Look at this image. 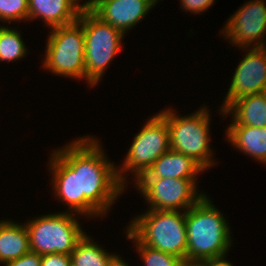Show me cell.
<instances>
[{
	"instance_id": "cell-1",
	"label": "cell",
	"mask_w": 266,
	"mask_h": 266,
	"mask_svg": "<svg viewBox=\"0 0 266 266\" xmlns=\"http://www.w3.org/2000/svg\"><path fill=\"white\" fill-rule=\"evenodd\" d=\"M97 138L77 137L51 150L48 158L53 196L68 212L87 219L106 216L127 189L118 179L117 163L109 160Z\"/></svg>"
},
{
	"instance_id": "cell-2",
	"label": "cell",
	"mask_w": 266,
	"mask_h": 266,
	"mask_svg": "<svg viewBox=\"0 0 266 266\" xmlns=\"http://www.w3.org/2000/svg\"><path fill=\"white\" fill-rule=\"evenodd\" d=\"M224 215L207 193L185 211L187 262L227 258L234 240Z\"/></svg>"
},
{
	"instance_id": "cell-3",
	"label": "cell",
	"mask_w": 266,
	"mask_h": 266,
	"mask_svg": "<svg viewBox=\"0 0 266 266\" xmlns=\"http://www.w3.org/2000/svg\"><path fill=\"white\" fill-rule=\"evenodd\" d=\"M201 106L189 115L181 116L174 108L161 109L159 114L166 120L169 129L170 148L192 157L205 170L211 169L214 160L210 142V111ZM179 115V116H178Z\"/></svg>"
},
{
	"instance_id": "cell-4",
	"label": "cell",
	"mask_w": 266,
	"mask_h": 266,
	"mask_svg": "<svg viewBox=\"0 0 266 266\" xmlns=\"http://www.w3.org/2000/svg\"><path fill=\"white\" fill-rule=\"evenodd\" d=\"M140 214L126 228L142 244L187 262L185 212L147 209Z\"/></svg>"
},
{
	"instance_id": "cell-5",
	"label": "cell",
	"mask_w": 266,
	"mask_h": 266,
	"mask_svg": "<svg viewBox=\"0 0 266 266\" xmlns=\"http://www.w3.org/2000/svg\"><path fill=\"white\" fill-rule=\"evenodd\" d=\"M78 22L83 26L85 37V81L88 87L93 88L100 83L112 60L123 49L125 35L102 21L90 9H82Z\"/></svg>"
},
{
	"instance_id": "cell-6",
	"label": "cell",
	"mask_w": 266,
	"mask_h": 266,
	"mask_svg": "<svg viewBox=\"0 0 266 266\" xmlns=\"http://www.w3.org/2000/svg\"><path fill=\"white\" fill-rule=\"evenodd\" d=\"M80 215L62 211L27 219L30 250L39 255L61 253L70 255L78 241L86 233L77 217ZM76 216V217H75Z\"/></svg>"
},
{
	"instance_id": "cell-7",
	"label": "cell",
	"mask_w": 266,
	"mask_h": 266,
	"mask_svg": "<svg viewBox=\"0 0 266 266\" xmlns=\"http://www.w3.org/2000/svg\"><path fill=\"white\" fill-rule=\"evenodd\" d=\"M45 49L42 68L59 77L85 79V37L78 21L50 29Z\"/></svg>"
},
{
	"instance_id": "cell-8",
	"label": "cell",
	"mask_w": 266,
	"mask_h": 266,
	"mask_svg": "<svg viewBox=\"0 0 266 266\" xmlns=\"http://www.w3.org/2000/svg\"><path fill=\"white\" fill-rule=\"evenodd\" d=\"M144 123L129 145L124 161L120 164L122 166H117L118 179L125 187L128 186L127 173H132L133 181L136 182L170 149L166 120L159 113H155Z\"/></svg>"
},
{
	"instance_id": "cell-9",
	"label": "cell",
	"mask_w": 266,
	"mask_h": 266,
	"mask_svg": "<svg viewBox=\"0 0 266 266\" xmlns=\"http://www.w3.org/2000/svg\"><path fill=\"white\" fill-rule=\"evenodd\" d=\"M197 179L139 178L134 185L148 209L187 211L206 192L197 190Z\"/></svg>"
},
{
	"instance_id": "cell-10",
	"label": "cell",
	"mask_w": 266,
	"mask_h": 266,
	"mask_svg": "<svg viewBox=\"0 0 266 266\" xmlns=\"http://www.w3.org/2000/svg\"><path fill=\"white\" fill-rule=\"evenodd\" d=\"M266 0H249L225 21L221 29L231 46L261 48L266 40ZM265 38V39H264ZM230 42V43H229ZM251 45V46H250Z\"/></svg>"
},
{
	"instance_id": "cell-11",
	"label": "cell",
	"mask_w": 266,
	"mask_h": 266,
	"mask_svg": "<svg viewBox=\"0 0 266 266\" xmlns=\"http://www.w3.org/2000/svg\"><path fill=\"white\" fill-rule=\"evenodd\" d=\"M248 51L240 59L230 81L220 114L239 97L266 92V53L261 48H245Z\"/></svg>"
},
{
	"instance_id": "cell-12",
	"label": "cell",
	"mask_w": 266,
	"mask_h": 266,
	"mask_svg": "<svg viewBox=\"0 0 266 266\" xmlns=\"http://www.w3.org/2000/svg\"><path fill=\"white\" fill-rule=\"evenodd\" d=\"M156 4L155 0H100L90 10L126 35L128 30L145 19Z\"/></svg>"
},
{
	"instance_id": "cell-13",
	"label": "cell",
	"mask_w": 266,
	"mask_h": 266,
	"mask_svg": "<svg viewBox=\"0 0 266 266\" xmlns=\"http://www.w3.org/2000/svg\"><path fill=\"white\" fill-rule=\"evenodd\" d=\"M81 0H28L29 21L43 19L49 29L78 21Z\"/></svg>"
},
{
	"instance_id": "cell-14",
	"label": "cell",
	"mask_w": 266,
	"mask_h": 266,
	"mask_svg": "<svg viewBox=\"0 0 266 266\" xmlns=\"http://www.w3.org/2000/svg\"><path fill=\"white\" fill-rule=\"evenodd\" d=\"M205 169L192 157L171 148L162 154L140 178L198 179Z\"/></svg>"
},
{
	"instance_id": "cell-15",
	"label": "cell",
	"mask_w": 266,
	"mask_h": 266,
	"mask_svg": "<svg viewBox=\"0 0 266 266\" xmlns=\"http://www.w3.org/2000/svg\"><path fill=\"white\" fill-rule=\"evenodd\" d=\"M225 135V140L234 147L233 149L266 165V127L229 125Z\"/></svg>"
},
{
	"instance_id": "cell-16",
	"label": "cell",
	"mask_w": 266,
	"mask_h": 266,
	"mask_svg": "<svg viewBox=\"0 0 266 266\" xmlns=\"http://www.w3.org/2000/svg\"><path fill=\"white\" fill-rule=\"evenodd\" d=\"M222 116H231L229 125L266 127V92L239 97L224 110Z\"/></svg>"
},
{
	"instance_id": "cell-17",
	"label": "cell",
	"mask_w": 266,
	"mask_h": 266,
	"mask_svg": "<svg viewBox=\"0 0 266 266\" xmlns=\"http://www.w3.org/2000/svg\"><path fill=\"white\" fill-rule=\"evenodd\" d=\"M29 234L25 223L0 220V264L18 259L30 252Z\"/></svg>"
},
{
	"instance_id": "cell-18",
	"label": "cell",
	"mask_w": 266,
	"mask_h": 266,
	"mask_svg": "<svg viewBox=\"0 0 266 266\" xmlns=\"http://www.w3.org/2000/svg\"><path fill=\"white\" fill-rule=\"evenodd\" d=\"M85 233L71 252L73 266H107L115 253H110Z\"/></svg>"
},
{
	"instance_id": "cell-19",
	"label": "cell",
	"mask_w": 266,
	"mask_h": 266,
	"mask_svg": "<svg viewBox=\"0 0 266 266\" xmlns=\"http://www.w3.org/2000/svg\"><path fill=\"white\" fill-rule=\"evenodd\" d=\"M21 31L0 24V61L12 62L25 58L29 53L23 41Z\"/></svg>"
},
{
	"instance_id": "cell-20",
	"label": "cell",
	"mask_w": 266,
	"mask_h": 266,
	"mask_svg": "<svg viewBox=\"0 0 266 266\" xmlns=\"http://www.w3.org/2000/svg\"><path fill=\"white\" fill-rule=\"evenodd\" d=\"M125 229L126 239L133 241L143 266H181L184 262L179 257L142 244L127 228Z\"/></svg>"
},
{
	"instance_id": "cell-21",
	"label": "cell",
	"mask_w": 266,
	"mask_h": 266,
	"mask_svg": "<svg viewBox=\"0 0 266 266\" xmlns=\"http://www.w3.org/2000/svg\"><path fill=\"white\" fill-rule=\"evenodd\" d=\"M0 21H29L28 0H0Z\"/></svg>"
},
{
	"instance_id": "cell-22",
	"label": "cell",
	"mask_w": 266,
	"mask_h": 266,
	"mask_svg": "<svg viewBox=\"0 0 266 266\" xmlns=\"http://www.w3.org/2000/svg\"><path fill=\"white\" fill-rule=\"evenodd\" d=\"M216 0H180V9L191 14H201L206 12Z\"/></svg>"
},
{
	"instance_id": "cell-23",
	"label": "cell",
	"mask_w": 266,
	"mask_h": 266,
	"mask_svg": "<svg viewBox=\"0 0 266 266\" xmlns=\"http://www.w3.org/2000/svg\"><path fill=\"white\" fill-rule=\"evenodd\" d=\"M41 266H71V255L61 253L41 255Z\"/></svg>"
},
{
	"instance_id": "cell-24",
	"label": "cell",
	"mask_w": 266,
	"mask_h": 266,
	"mask_svg": "<svg viewBox=\"0 0 266 266\" xmlns=\"http://www.w3.org/2000/svg\"><path fill=\"white\" fill-rule=\"evenodd\" d=\"M3 266H41V255L30 251L18 259L6 262Z\"/></svg>"
},
{
	"instance_id": "cell-25",
	"label": "cell",
	"mask_w": 266,
	"mask_h": 266,
	"mask_svg": "<svg viewBox=\"0 0 266 266\" xmlns=\"http://www.w3.org/2000/svg\"><path fill=\"white\" fill-rule=\"evenodd\" d=\"M126 260H123L122 256L119 254H114L109 260L107 266H130Z\"/></svg>"
},
{
	"instance_id": "cell-26",
	"label": "cell",
	"mask_w": 266,
	"mask_h": 266,
	"mask_svg": "<svg viewBox=\"0 0 266 266\" xmlns=\"http://www.w3.org/2000/svg\"><path fill=\"white\" fill-rule=\"evenodd\" d=\"M206 266H233L226 258L206 261ZM235 266V265H234Z\"/></svg>"
},
{
	"instance_id": "cell-27",
	"label": "cell",
	"mask_w": 266,
	"mask_h": 266,
	"mask_svg": "<svg viewBox=\"0 0 266 266\" xmlns=\"http://www.w3.org/2000/svg\"><path fill=\"white\" fill-rule=\"evenodd\" d=\"M100 0H85L82 3L83 9H91L96 3H98Z\"/></svg>"
},
{
	"instance_id": "cell-28",
	"label": "cell",
	"mask_w": 266,
	"mask_h": 266,
	"mask_svg": "<svg viewBox=\"0 0 266 266\" xmlns=\"http://www.w3.org/2000/svg\"><path fill=\"white\" fill-rule=\"evenodd\" d=\"M181 266H206V261H204V262H186V261H184Z\"/></svg>"
},
{
	"instance_id": "cell-29",
	"label": "cell",
	"mask_w": 266,
	"mask_h": 266,
	"mask_svg": "<svg viewBox=\"0 0 266 266\" xmlns=\"http://www.w3.org/2000/svg\"><path fill=\"white\" fill-rule=\"evenodd\" d=\"M261 49L266 53V40L264 41V44L262 45Z\"/></svg>"
}]
</instances>
